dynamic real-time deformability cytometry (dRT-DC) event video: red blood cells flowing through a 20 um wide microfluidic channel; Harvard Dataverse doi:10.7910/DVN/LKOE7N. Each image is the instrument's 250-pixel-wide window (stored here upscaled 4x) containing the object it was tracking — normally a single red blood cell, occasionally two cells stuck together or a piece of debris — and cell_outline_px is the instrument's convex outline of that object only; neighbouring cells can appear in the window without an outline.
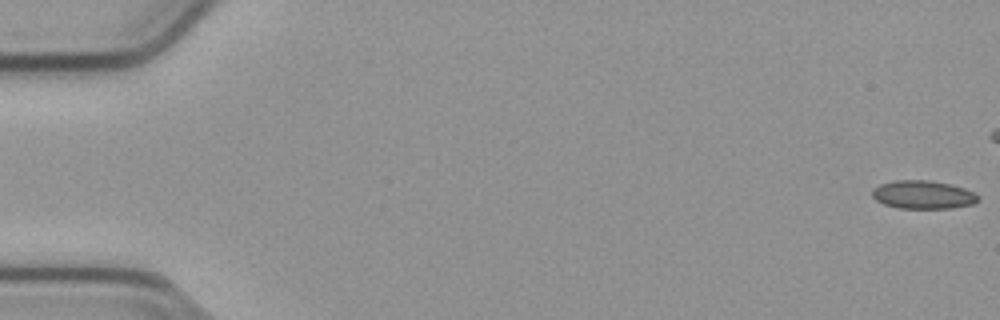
{"species": "common noctule bat (a hibernating species)", "species_latin": "Nyctalus noctula", "temperature_condition": "cold", "stored_images_in_passage": 47, "camera_frame_rate_fps": 3000, "um_per_image_px": 0.085, "animal": {"sex": "male", "body_mass_g": 23.1, "forearm_length_mm": 52.7}, "frame": {"image": 1, "passage_image": 1, "time_ms": 0.0, "image_size_px": [1000, 320], "cell_outline_px": [[980, 200], [972, 204], [948, 208], [896, 208], [884, 204], [876, 200], [872, 196], [872, 192], [880, 184], [896, 180], [928, 180], [948, 184], [964, 188], [980, 196]], "centroid_in_image_um": [78.46, 16.55], "position_along_channel_um": 6.5, "area_um2": 17.28}}
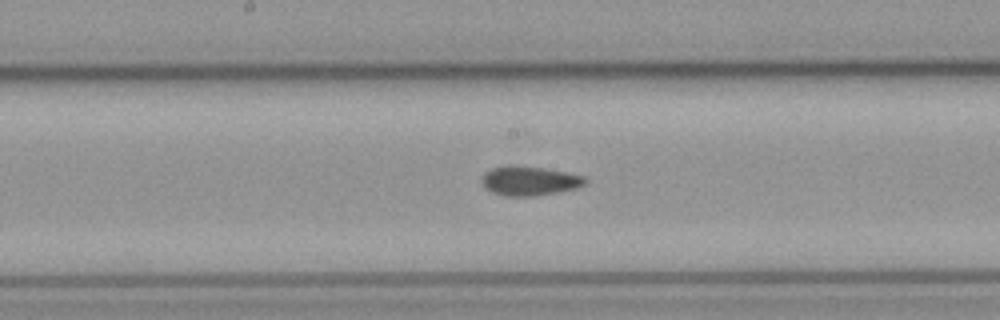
{"frame": {"image": 2, "passage_image": 29, "time_ms": 9.333, "image_size_px": [1000, 320], "cell_outline_px": [[588, 180], [584, 184], [576, 188], [536, 196], [504, 196], [492, 192], [484, 188], [480, 184], [480, 176], [484, 172], [492, 168], [508, 164], [544, 168], [584, 176]], "centroid_in_image_um": [44.91, 15.37], "position_along_channel_um": 203.3, "area_um2": 17.92}}
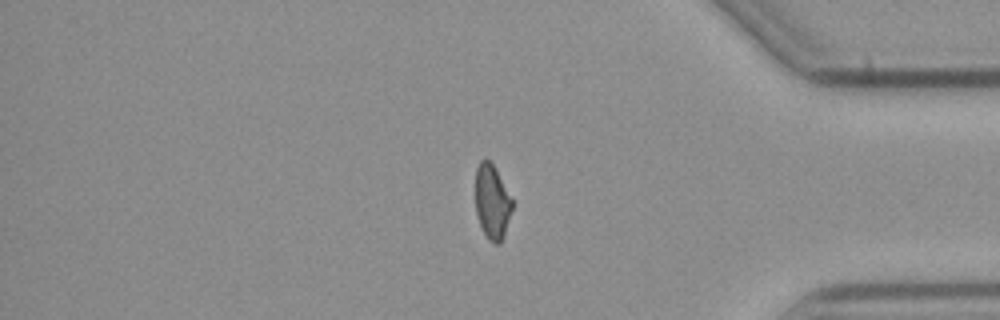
{"frame": {"image": 3, "passage_image": 46, "time_ms": 15.0, "image_size_px": [1000, 320], "cell_outline_px": [[512, 208], [504, 236], [500, 244], [496, 244], [488, 240], [480, 224], [476, 212], [476, 168], [480, 160], [488, 160], [492, 164], [512, 200]], "centroid_in_image_um": [41.82, 17.2], "position_along_channel_um": 393.4, "area_um2": 15.55}}